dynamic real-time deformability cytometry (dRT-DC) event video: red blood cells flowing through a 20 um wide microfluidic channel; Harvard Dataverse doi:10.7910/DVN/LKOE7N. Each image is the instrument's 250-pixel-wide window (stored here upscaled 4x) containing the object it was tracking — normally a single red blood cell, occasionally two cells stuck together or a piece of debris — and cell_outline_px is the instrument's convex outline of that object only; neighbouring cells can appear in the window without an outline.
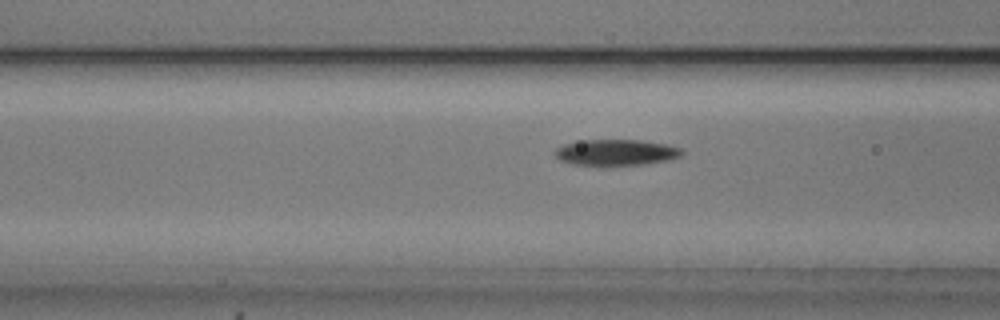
{"species": "common noctule bat (a hibernating species)", "species_latin": "Nyctalus noctula", "temperature_condition": "cold", "stored_images_in_passage": 31, "camera_frame_rate_fps": 3000, "um_per_image_px": 0.085, "animal": {"sex": "male", "body_mass_g": 20.5, "forearm_length_mm": 52.5}, "frame": {"image": 1, "passage_image": 6, "time_ms": 1.667, "image_size_px": [1000, 320], "cell_outline_px": [[684, 152], [680, 156], [668, 160], [644, 164], [600, 168], [572, 164], [560, 160], [552, 152], [556, 148], [564, 144], [584, 140], [640, 140], [668, 144], [680, 148]], "centroid_in_image_um": [52.32, 12.99], "position_along_channel_um": 114.3, "area_um2": 20.0}}
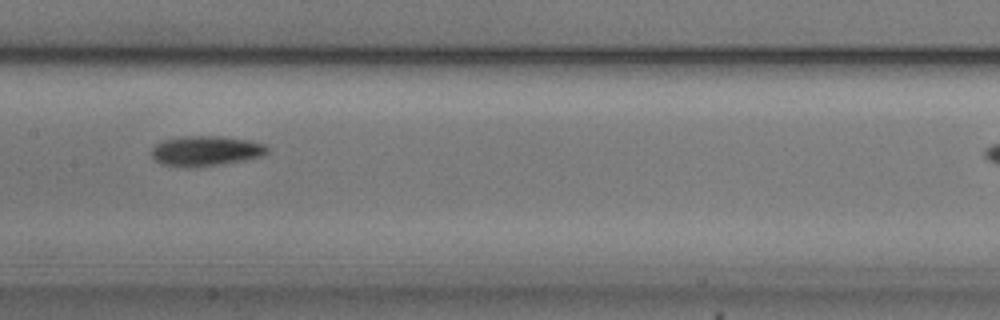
{"frame": {"image": 2, "passage_image": 12, "time_ms": 3.667, "image_size_px": [1000, 320], "cell_outline_px": [[268, 152], [264, 156], [244, 160], [196, 168], [184, 168], [160, 164], [152, 160], [152, 148], [160, 140], [180, 136], [220, 136], [248, 140], [264, 144], [268, 148]], "centroid_in_image_um": [17.44, 12.84], "position_along_channel_um": 190.0, "area_um2": 20.75}}
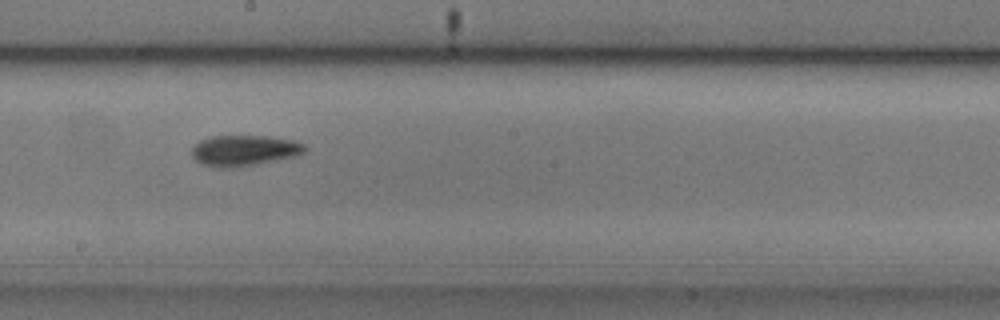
{"frame": {"image": 3, "passage_image": 15, "time_ms": 4.667, "image_size_px": [1000, 320], "cell_outline_px": [[308, 148], [304, 152], [296, 156], [236, 168], [220, 168], [200, 164], [192, 156], [192, 148], [200, 140], [212, 136], [268, 136], [292, 140], [304, 144]], "centroid_in_image_um": [20.75, 12.8], "position_along_channel_um": 227.5, "area_um2": 20.35}}